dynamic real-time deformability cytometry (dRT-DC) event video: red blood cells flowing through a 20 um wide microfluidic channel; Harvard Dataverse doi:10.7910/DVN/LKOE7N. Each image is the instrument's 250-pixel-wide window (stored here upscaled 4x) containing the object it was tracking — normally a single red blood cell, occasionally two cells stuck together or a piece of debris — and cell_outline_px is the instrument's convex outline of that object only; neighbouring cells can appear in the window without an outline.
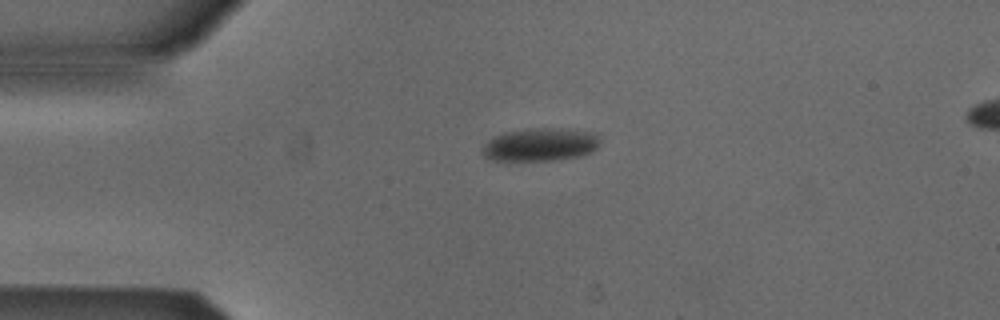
{"species": "Egyptian fruit bat (a non-hibernating species)", "species_latin": "Rousettus aegyptiacus", "temperature_condition": "cold", "stored_images_in_passage": 42, "camera_frame_rate_fps": 3000, "um_per_image_px": 0.085, "animal": {"sex": "male"}, "frame": {"image": 1, "passage_image": 1, "time_ms": 0.0, "image_size_px": [1000, 320], "cell_outline_px": [[600, 144], [592, 152], [580, 156], [552, 160], [492, 160], [484, 156], [480, 152], [484, 144], [492, 136], [504, 132], [536, 128], [548, 128], [592, 132], [600, 140]], "centroid_in_image_um": [45.88, 12.3], "position_along_channel_um": 39.1, "area_um2": 22.48}}
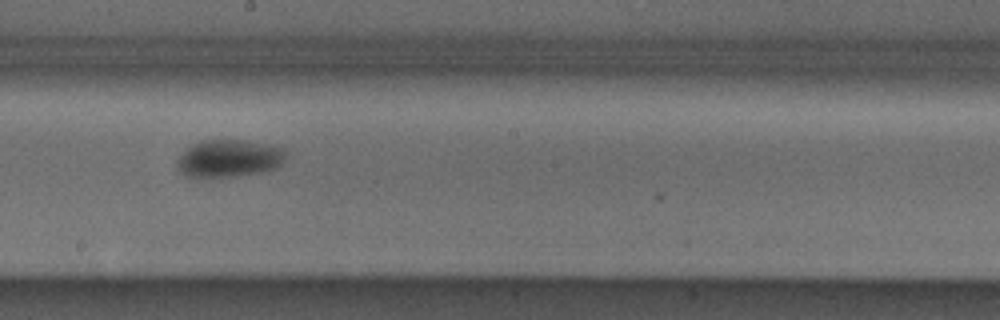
{"frame": {"image": 2, "passage_image": 18, "time_ms": 5.667, "image_size_px": [1000, 320], "cell_outline_px": [[284, 160], [276, 168], [260, 172], [232, 176], [188, 176], [180, 172], [176, 168], [176, 160], [188, 148], [204, 140], [248, 140], [280, 148], [284, 152]], "centroid_in_image_um": [19.44, 13.46], "position_along_channel_um": 228.8, "area_um2": 23.12}}
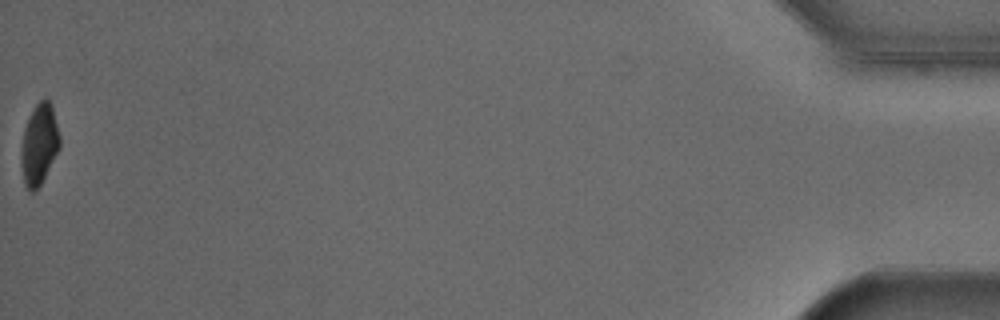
{"frame": {"image": 3, "passage_image": 42, "time_ms": 13.667, "image_size_px": [1000, 320], "cell_outline_px": [[60, 148], [36, 192], [28, 192], [24, 184], [20, 164], [20, 152], [24, 128], [28, 116], [32, 108], [44, 96], [52, 104], [60, 136]], "centroid_in_image_um": [3.31, 12.27], "position_along_channel_um": 431.9, "area_um2": 18.67}, "authors_computed_cell_mechanics": {"area_um2": 23.0911, "velocity_mm_per_s": 3.861, "shape_relaxation_time_tau1_ms": 2.4953, "shape_relaxation_time_tau2_ms": null, "deformation_change_tau1": 0.0744, "deformation_change_tau2": null}}